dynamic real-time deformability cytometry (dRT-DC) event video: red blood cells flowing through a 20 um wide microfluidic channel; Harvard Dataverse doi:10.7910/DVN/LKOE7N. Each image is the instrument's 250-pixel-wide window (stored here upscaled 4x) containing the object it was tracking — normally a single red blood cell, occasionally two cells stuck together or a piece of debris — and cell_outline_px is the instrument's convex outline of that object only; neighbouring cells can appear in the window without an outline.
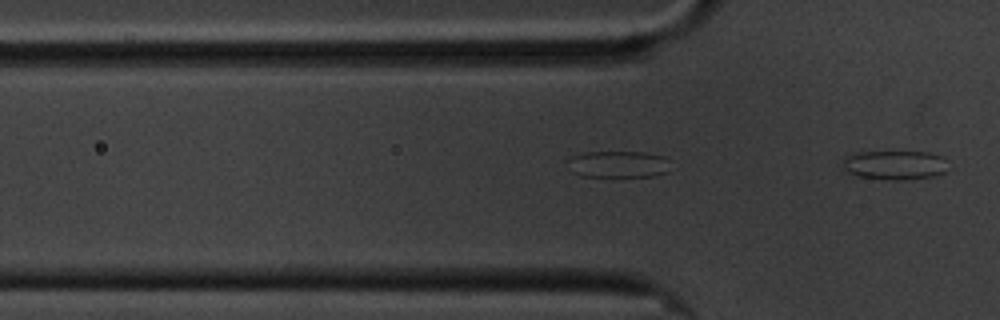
{"species": "common noctule bat (a hibernating species)", "species_latin": "Nyctalus noctula", "temperature_condition": "cold", "stored_images_in_passage": 16, "segment_of_instrument_passage": [2, 2], "camera_frame_rate_fps": 3000, "um_per_image_px": 0.085, "animal": {"sex": "male", "body_mass_g": 20.1, "forearm_length_mm": 53.5}, "frame": {"image": 1, "passage_image": 16, "time_ms": 5.0, "image_size_px": [1000, 320], "cell_outline_px": [[944, 172], [932, 176], [912, 180], [888, 180], [860, 176], [848, 172], [840, 168], [844, 156], [856, 152], [928, 152], [940, 156]], "centroid_in_image_um": [75.92, 14.03], "position_along_channel_um": 49.9, "area_um2": 17.74}}